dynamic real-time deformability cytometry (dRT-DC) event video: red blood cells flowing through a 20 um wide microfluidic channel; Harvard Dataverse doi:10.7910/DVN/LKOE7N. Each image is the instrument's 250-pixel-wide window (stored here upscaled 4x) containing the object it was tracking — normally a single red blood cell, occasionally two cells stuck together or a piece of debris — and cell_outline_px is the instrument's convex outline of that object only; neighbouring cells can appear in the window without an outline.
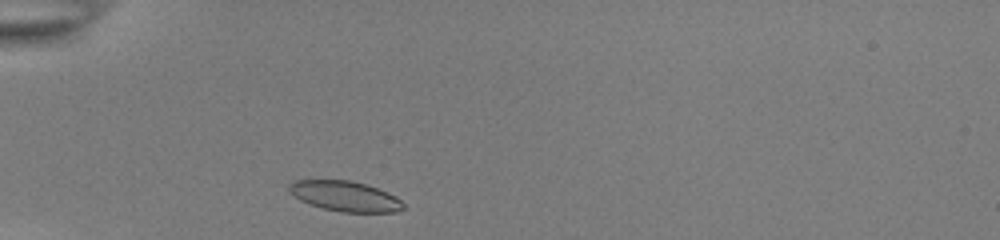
{"species": "common noctule bat (a hibernating species)", "species_latin": "Nyctalus noctula", "temperature_condition": "room temperature", "stored_images_in_passage": 31, "camera_frame_rate_fps": 3000, "um_per_image_px": 0.085, "animal": {"sex": "female", "body_mass_g": 22.0, "forearm_length_mm": 56.7}, "frame": {"image": 1, "passage_image": 2, "time_ms": 0.333, "image_size_px": [1000, 240], "cell_outline_px": [[404, 208], [396, 212], [340, 212], [308, 204], [300, 200], [288, 192], [288, 184], [292, 180], [352, 180], [388, 192], [396, 196], [404, 204]], "centroid_in_image_um": [29.29, 16.67], "position_along_channel_um": 55.7, "area_um2": 20.23}}
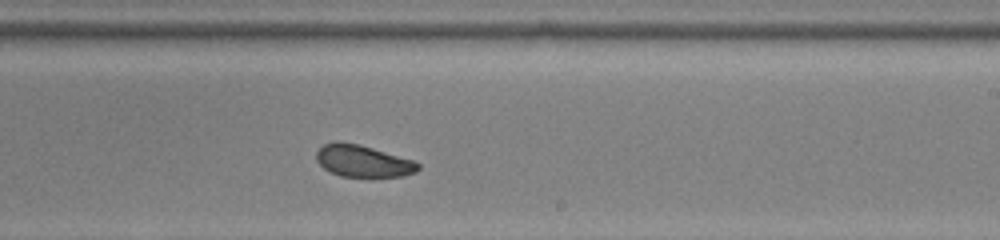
{"frame": {"image": 2, "passage_image": 19, "time_ms": 6.0, "image_size_px": [1000, 240], "cell_outline_px": [[420, 168], [416, 172], [404, 176], [340, 176], [324, 168], [316, 160], [316, 152], [324, 144], [336, 140], [340, 140], [360, 144], [416, 160], [420, 164]], "centroid_in_image_um": [30.88, 13.66], "position_along_channel_um": 258.1, "area_um2": 19.13}}
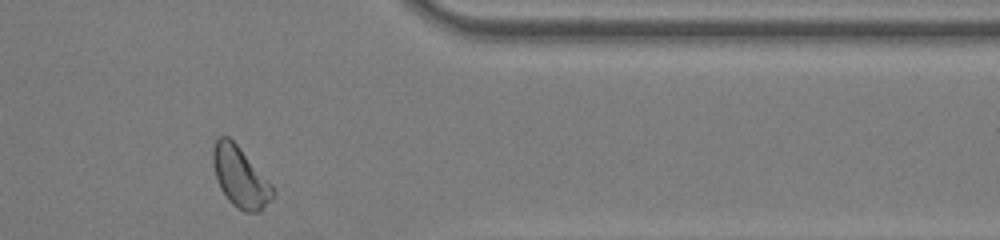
{"frame": {"image": 3, "passage_image": 30, "time_ms": 9.667, "image_size_px": [1000, 240], "cell_outline_px": [[276, 196], [260, 212], [244, 212], [236, 208], [228, 200], [220, 188], [212, 164], [212, 148], [216, 140], [220, 136], [228, 136], [236, 144], [272, 184], [276, 192]], "centroid_in_image_um": [20.44, 15.08], "position_along_channel_um": 391.0, "area_um2": 21.21}, "authors_computed_cell_mechanics": {"area_um2": 19.8832, "velocity_mm_per_s": 3.8628, "shape_relaxation_time_tau1_ms": 1.9666, "shape_relaxation_time_tau2_ms": 3.5134, "deformation_change_tau1": 0.0611, "deformation_change_tau2": 0.0898}}